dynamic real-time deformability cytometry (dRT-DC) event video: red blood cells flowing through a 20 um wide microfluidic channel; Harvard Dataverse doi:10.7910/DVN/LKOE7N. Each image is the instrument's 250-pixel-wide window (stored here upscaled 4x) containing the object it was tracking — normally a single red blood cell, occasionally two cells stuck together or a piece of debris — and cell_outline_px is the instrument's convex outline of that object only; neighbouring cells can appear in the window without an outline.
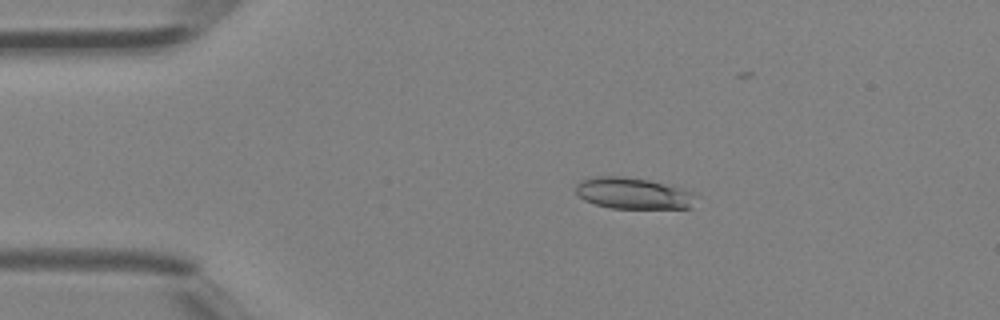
{"species": "Egyptian fruit bat (a non-hibernating species)", "species_latin": "Rousettus aegyptiacus", "temperature_condition": "room temperature", "stored_images_in_passage": 43, "camera_frame_rate_fps": 3000, "um_per_image_px": 0.085, "animal": {"sex": "female"}, "frame": {"image": 1, "passage_image": 9, "time_ms": 2.667, "image_size_px": [1000, 320], "cell_outline_px": [[700, 196], [692, 208], [612, 208], [596, 204], [584, 200], [576, 192], [576, 184], [580, 180], [596, 176], [620, 176], [648, 180], [672, 184], [696, 192]], "centroid_in_image_um": [53.93, 16.43], "position_along_channel_um": 31.1, "area_um2": 22.43}}
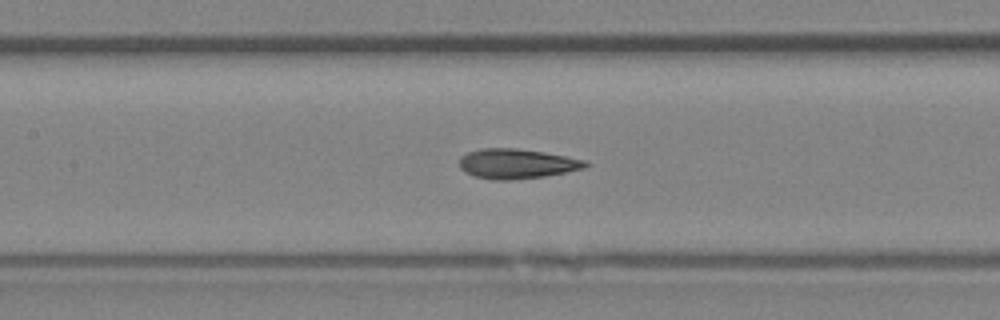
{"frame": {"image": 2, "passage_image": 20, "time_ms": 6.333, "image_size_px": [1000, 320], "cell_outline_px": [[592, 164], [584, 168], [544, 176], [508, 180], [492, 180], [476, 176], [460, 168], [460, 156], [468, 152], [480, 148], [516, 148], [544, 152], [568, 156], [588, 160]], "centroid_in_image_um": [43.97, 13.9], "position_along_channel_um": 163.4, "area_um2": 21.91}}
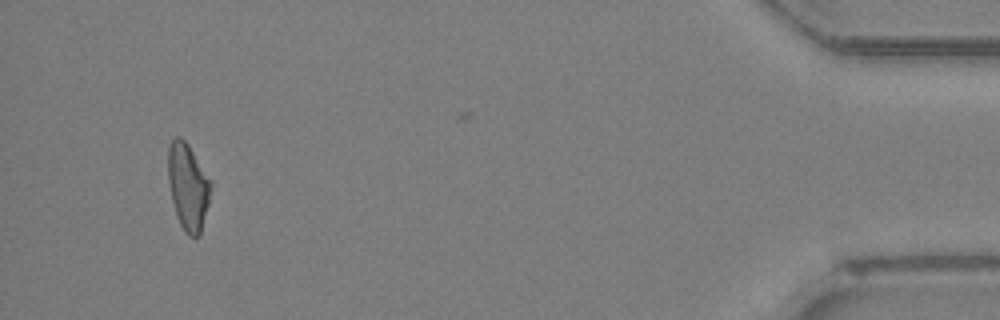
{"frame": {"image": 3, "passage_image": 40, "time_ms": 13.0, "image_size_px": [1000, 320], "cell_outline_px": [[212, 184], [208, 204], [200, 236], [188, 236], [180, 224], [176, 216], [172, 200], [168, 180], [168, 144], [176, 136], [180, 136], [188, 144], [212, 180]], "centroid_in_image_um": [15.98, 15.84], "position_along_channel_um": 419.2, "area_um2": 21.73}}